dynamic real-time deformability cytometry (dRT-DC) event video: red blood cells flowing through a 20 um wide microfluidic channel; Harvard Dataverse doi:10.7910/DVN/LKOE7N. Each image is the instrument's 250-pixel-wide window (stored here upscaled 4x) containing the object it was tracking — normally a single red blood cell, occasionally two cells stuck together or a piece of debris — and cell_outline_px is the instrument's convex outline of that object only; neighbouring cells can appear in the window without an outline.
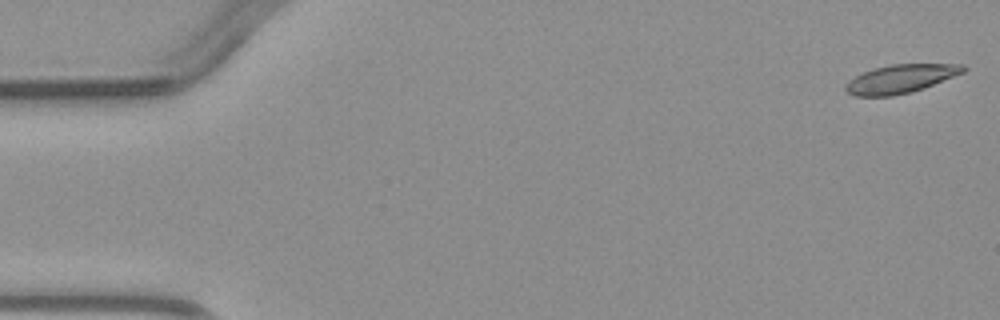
{"species": "common noctule bat (a hibernating species)", "species_latin": "Nyctalus noctula", "temperature_condition": "warm", "stored_images_in_passage": 5, "camera_frame_rate_fps": 3000, "um_per_image_px": 0.085, "animal": {"sex": "male", "body_mass_g": 23.1, "forearm_length_mm": 52.7}, "frame": {"image": 1, "passage_image": 5, "time_ms": 5.667, "image_size_px": [1000, 320], "cell_outline_px": [[968, 68], [964, 72], [924, 88], [912, 92], [892, 96], [852, 96], [844, 88], [844, 84], [848, 80], [872, 68], [892, 64], [964, 64]], "centroid_in_image_um": [76.54, 6.7], "position_along_channel_um": 8.5, "area_um2": 19.65}}